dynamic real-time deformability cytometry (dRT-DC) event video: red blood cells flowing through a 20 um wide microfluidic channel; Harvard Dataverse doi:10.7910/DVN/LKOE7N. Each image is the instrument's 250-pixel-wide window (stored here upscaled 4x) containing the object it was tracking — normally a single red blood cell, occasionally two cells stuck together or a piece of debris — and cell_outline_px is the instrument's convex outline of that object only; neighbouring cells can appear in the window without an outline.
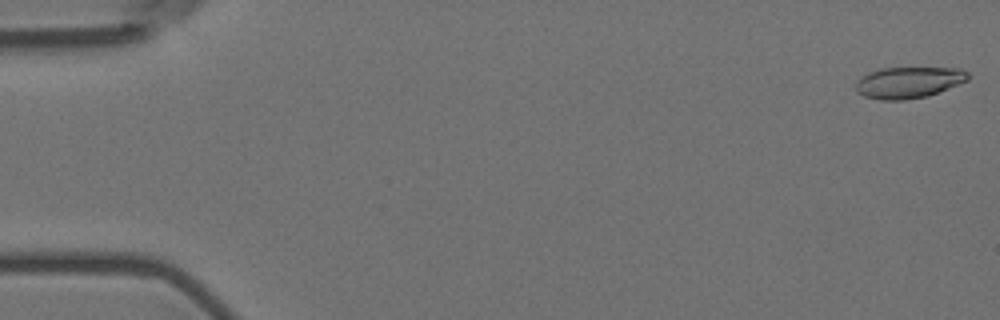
{"species": "Egyptian fruit bat (a non-hibernating species)", "species_latin": "Rousettus aegyptiacus", "temperature_condition": "room temperature", "stored_images_in_passage": 57, "camera_frame_rate_fps": 3000, "um_per_image_px": 0.085, "animal": {"sex": "female"}, "frame": {"image": 1, "passage_image": 1, "time_ms": 0.0, "image_size_px": [1000, 320], "cell_outline_px": [[968, 80], [928, 96], [904, 100], [880, 100], [864, 96], [856, 92], [856, 80], [868, 72], [880, 68], [960, 68], [968, 72]], "centroid_in_image_um": [77.19, 7.01], "position_along_channel_um": 7.8, "area_um2": 20.52}}
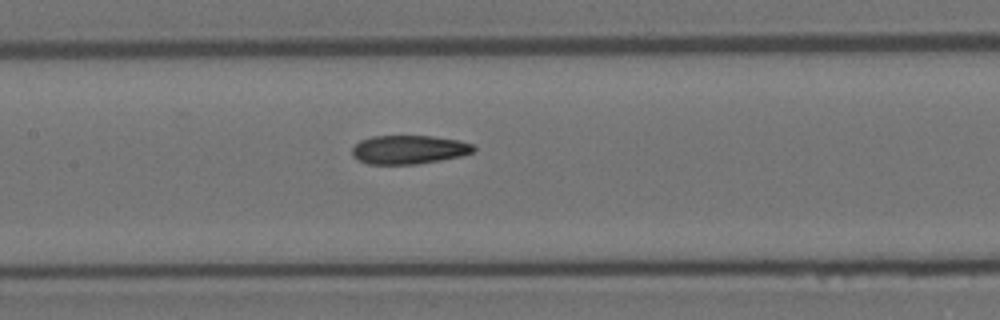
{"frame": {"image": 2, "passage_image": 27, "time_ms": 8.667, "image_size_px": [1000, 320], "cell_outline_px": [[476, 148], [472, 152], [460, 156], [440, 160], [416, 164], [368, 164], [352, 156], [352, 148], [360, 140], [372, 136], [432, 136], [456, 140], [472, 144]], "centroid_in_image_um": [34.72, 12.71], "position_along_channel_um": 172.7, "area_um2": 20.17}}
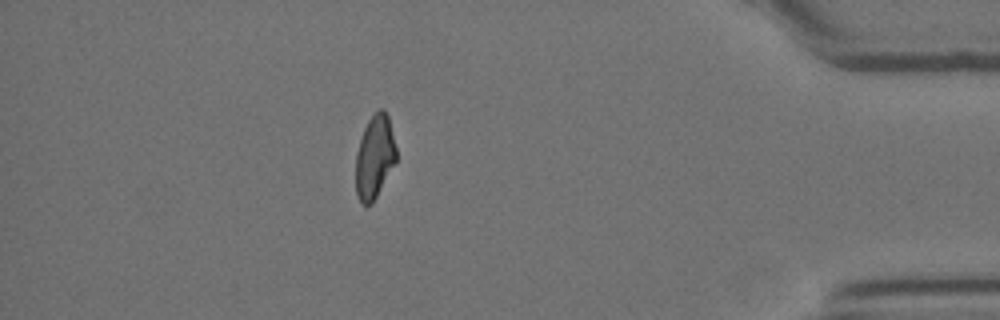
{"frame": {"image": 3, "passage_image": 50, "time_ms": 16.333, "image_size_px": [1000, 320], "cell_outline_px": [[396, 160], [372, 204], [360, 204], [356, 192], [356, 152], [364, 128], [368, 120], [380, 108], [384, 108], [388, 116], [396, 148]], "centroid_in_image_um": [31.83, 13.33], "position_along_channel_um": 403.4, "area_um2": 19.42}, "authors_computed_cell_mechanics": {"area_um2": 20.808, "velocity_mm_per_s": 3.586, "shape_relaxation_time_tau1_ms": null, "shape_relaxation_time_tau2_ms": 2.9184, "deformation_change_tau1": null, "deformation_change_tau2": 0.0955}}